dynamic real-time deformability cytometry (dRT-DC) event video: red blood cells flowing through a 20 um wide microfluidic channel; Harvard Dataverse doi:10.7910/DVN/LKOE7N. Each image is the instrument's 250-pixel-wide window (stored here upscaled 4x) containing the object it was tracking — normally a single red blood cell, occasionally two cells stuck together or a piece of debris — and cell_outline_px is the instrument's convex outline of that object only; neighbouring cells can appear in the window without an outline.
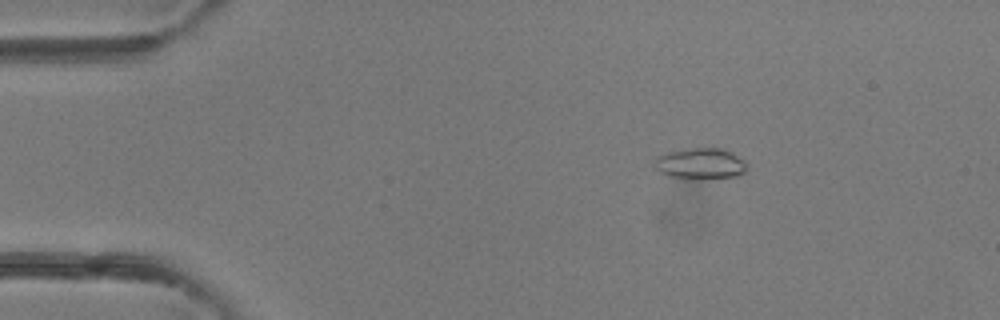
{"species": "common noctule bat (a hibernating species)", "species_latin": "Nyctalus noctula", "temperature_condition": "room temperature", "stored_images_in_passage": 6, "camera_frame_rate_fps": 3000, "um_per_image_px": 0.085, "animal": {"sex": "female"}, "frame": {"image": 1, "passage_image": 2, "time_ms": 2.0, "image_size_px": [1000, 320], "cell_outline_px": [[748, 168], [744, 172], [736, 176], [700, 180], [680, 180], [668, 176], [660, 172], [656, 168], [656, 156], [668, 152], [688, 148], [720, 148], [736, 156]], "centroid_in_image_um": [59.47, 13.95], "position_along_channel_um": 25.5, "area_um2": 16.82}}
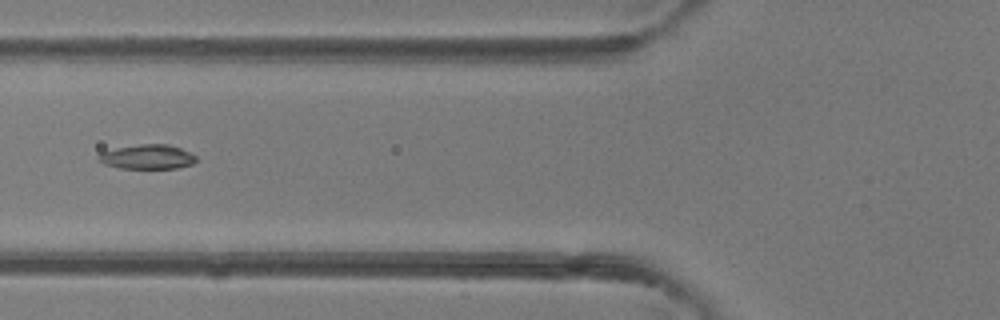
{"frame": {"image": 2, "passage_image": 5, "time_ms": 5.333, "image_size_px": [1000, 320], "cell_outline_px": [[196, 160], [192, 164], [176, 168], [120, 168], [104, 164], [96, 160], [96, 156], [100, 152], [116, 148], [140, 144], [168, 144], [180, 148], [196, 156]], "centroid_in_image_um": [12.47, 13.33], "position_along_channel_um": 113.3, "area_um2": 13.93}}
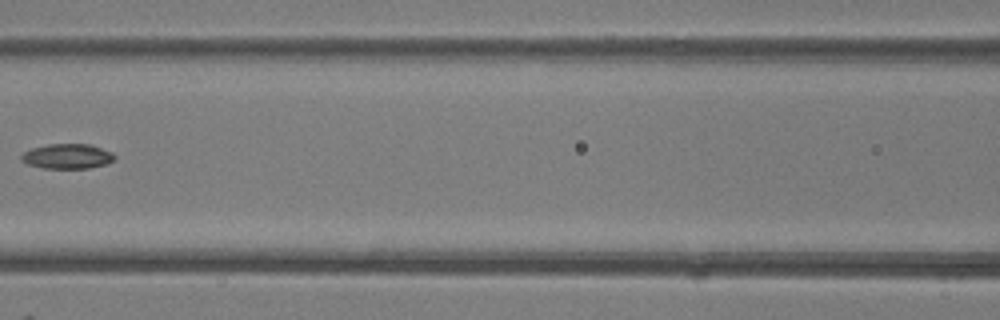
{"frame": {"image": 3, "passage_image": 6, "time_ms": 6.333, "image_size_px": [1000, 320], "cell_outline_px": [[116, 156], [112, 160], [104, 164], [88, 168], [40, 168], [28, 164], [20, 160], [20, 156], [24, 152], [32, 148], [48, 144], [88, 144], [112, 152]], "centroid_in_image_um": [5.67, 13.28], "position_along_channel_um": 160.9, "area_um2": 13.41}}